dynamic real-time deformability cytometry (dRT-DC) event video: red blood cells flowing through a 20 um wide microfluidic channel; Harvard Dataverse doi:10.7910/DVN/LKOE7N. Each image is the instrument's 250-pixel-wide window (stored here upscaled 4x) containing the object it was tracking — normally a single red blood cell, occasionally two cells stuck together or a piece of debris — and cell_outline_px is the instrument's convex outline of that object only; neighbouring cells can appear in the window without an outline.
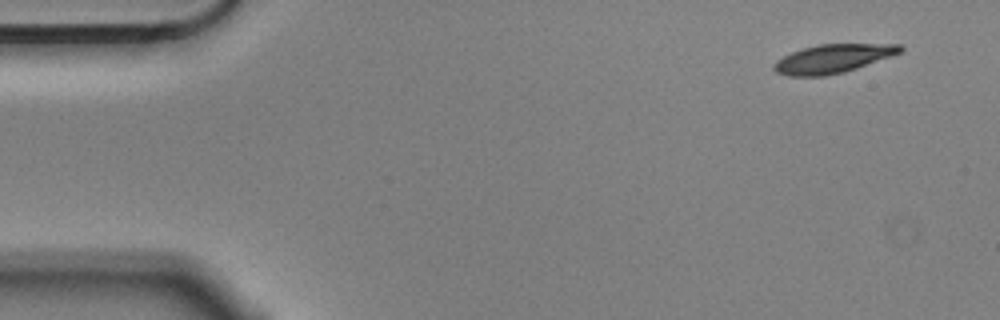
{"species": "Egyptian fruit bat (a non-hibernating species)", "species_latin": "Rousettus aegyptiacus", "temperature_condition": "cold", "stored_images_in_passage": 10, "camera_frame_rate_fps": 3000, "um_per_image_px": 0.085, "animal": {"sex": "male"}, "frame": {"image": 1, "passage_image": 1, "time_ms": 0.0, "image_size_px": [1000, 320], "cell_outline_px": [[904, 48], [900, 52], [892, 56], [844, 72], [824, 76], [788, 76], [776, 72], [772, 68], [772, 64], [776, 60], [792, 52], [816, 44], [900, 44]], "centroid_in_image_um": [70.76, 4.99], "position_along_channel_um": 14.2, "area_um2": 21.04}}
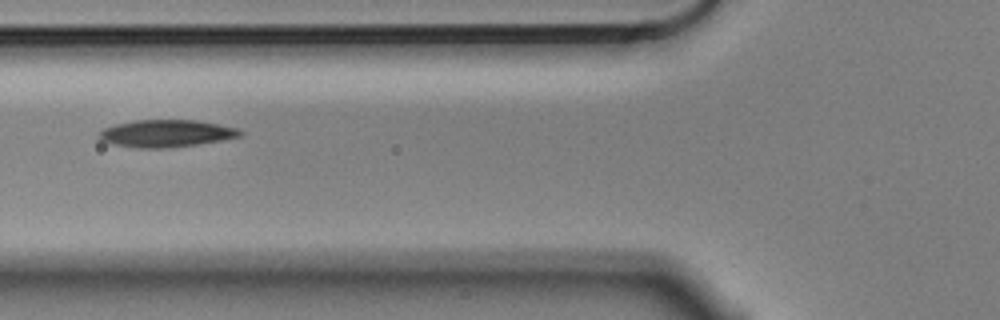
{"frame": {"image": 2, "passage_image": 6, "time_ms": 1.667, "image_size_px": [1000, 320], "cell_outline_px": [[244, 132], [240, 136], [220, 140], [196, 144], [168, 148], [136, 148], [112, 144], [100, 140], [96, 136], [96, 132], [104, 128], [116, 124], [136, 120], [196, 120], [236, 128]], "centroid_in_image_um": [14.04, 11.34], "position_along_channel_um": 111.8, "area_um2": 22.37}}
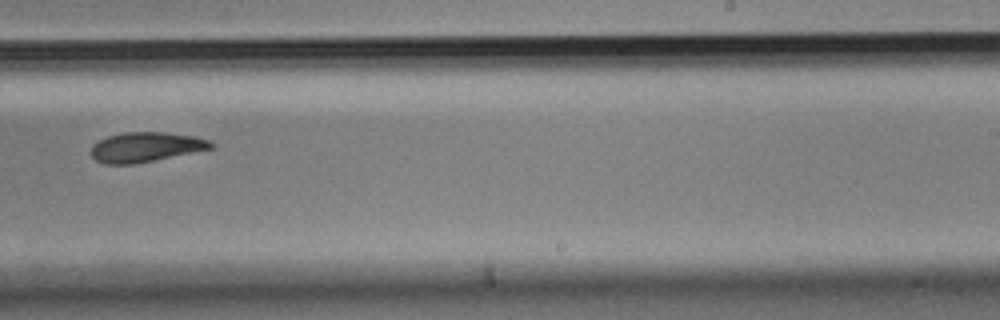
{"frame": {"image": 3, "passage_image": 10, "time_ms": 3.0, "image_size_px": [1000, 320], "cell_outline_px": [[216, 144], [212, 148], [132, 164], [104, 164], [96, 160], [92, 156], [92, 144], [108, 136], [124, 132], [168, 132], [196, 136], [208, 140]], "centroid_in_image_um": [12.38, 12.48], "position_along_channel_um": 276.6, "area_um2": 20.58}}